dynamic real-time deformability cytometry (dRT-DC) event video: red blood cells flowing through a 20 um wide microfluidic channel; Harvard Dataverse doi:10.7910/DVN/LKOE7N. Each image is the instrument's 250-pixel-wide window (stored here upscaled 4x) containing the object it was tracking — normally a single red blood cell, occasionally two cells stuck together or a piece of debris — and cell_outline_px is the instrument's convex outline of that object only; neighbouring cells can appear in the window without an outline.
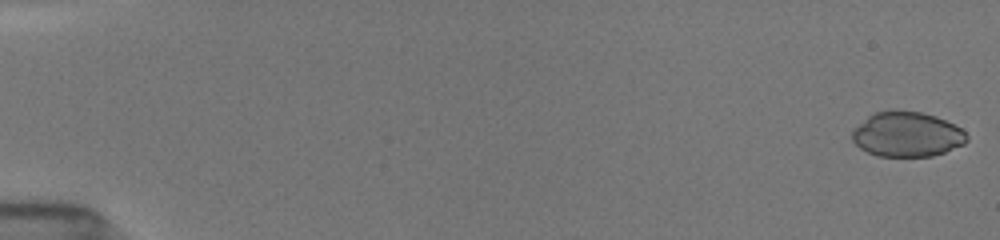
{"species": "common noctule bat (a hibernating species)", "species_latin": "Nyctalus noctula", "temperature_condition": "room temperature", "stored_images_in_passage": 92, "camera_frame_rate_fps": 3000, "um_per_image_px": 0.085, "animal": {"sex": "female", "body_mass_g": 19.5, "forearm_length_mm": 54.1}, "frame": {"image": 1, "passage_image": 1, "time_ms": 0.0, "image_size_px": [1000, 240], "cell_outline_px": [[968, 140], [964, 144], [944, 152], [932, 156], [876, 156], [860, 148], [852, 140], [852, 128], [872, 112], [920, 112], [936, 116], [960, 128], [968, 136]], "centroid_in_image_um": [77.06, 11.44], "position_along_channel_um": 7.9, "area_um2": 29.71}}
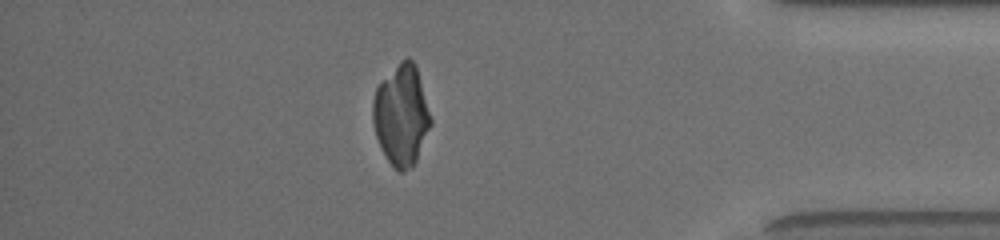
{"frame": {"image": 2, "passage_image": 81, "time_ms": 15.0, "image_size_px": [1000, 240], "cell_outline_px": [[432, 124], [416, 160], [408, 168], [400, 172], [396, 172], [388, 160], [376, 136], [372, 120], [372, 100], [376, 88], [400, 60], [408, 56], [412, 60], [416, 68], [432, 120]], "centroid_in_image_um": [34.1, 9.79], "position_along_channel_um": 401.1, "area_um2": 33.52}}